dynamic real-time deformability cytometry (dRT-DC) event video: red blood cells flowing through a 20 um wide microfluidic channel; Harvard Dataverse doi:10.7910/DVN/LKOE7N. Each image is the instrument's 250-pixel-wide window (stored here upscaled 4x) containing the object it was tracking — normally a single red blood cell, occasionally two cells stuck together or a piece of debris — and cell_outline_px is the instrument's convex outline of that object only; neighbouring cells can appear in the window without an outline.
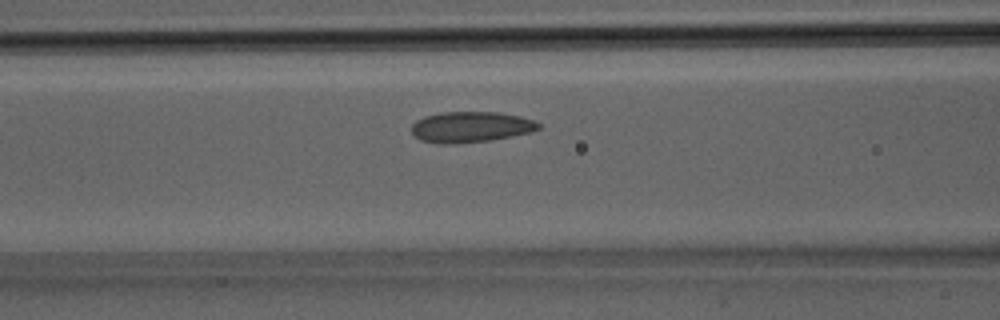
{"species": "Egyptian fruit bat (a non-hibernating species)", "species_latin": "Rousettus aegyptiacus", "temperature_condition": "room temperature", "stored_images_in_passage": 28, "camera_frame_rate_fps": 3000, "um_per_image_px": 0.085, "animal": {"sex": "male"}, "frame": {"image": 1, "passage_image": 9, "time_ms": 2.667, "image_size_px": [1000, 320], "cell_outline_px": [[540, 128], [532, 132], [492, 140], [456, 144], [440, 144], [420, 140], [412, 132], [412, 124], [416, 120], [424, 116], [440, 112], [496, 112], [520, 116], [532, 120], [540, 124]], "centroid_in_image_um": [40.0, 10.8], "position_along_channel_um": 126.6, "area_um2": 22.89}}
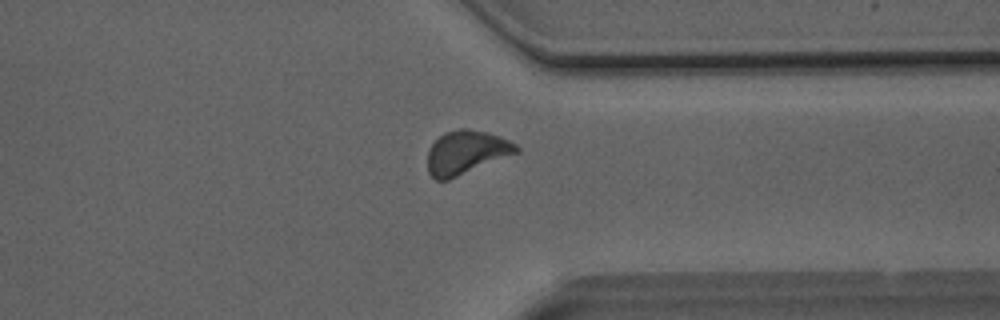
{"frame": {"image": 2, "passage_image": 21, "time_ms": 6.667, "image_size_px": [1000, 320], "cell_outline_px": [[520, 152], [448, 180], [436, 180], [428, 172], [428, 152], [432, 144], [444, 132], [460, 128], [464, 128], [488, 132], [508, 140], [516, 144], [520, 148]], "centroid_in_image_um": [39.64, 12.95], "position_along_channel_um": 371.8, "area_um2": 22.54}}
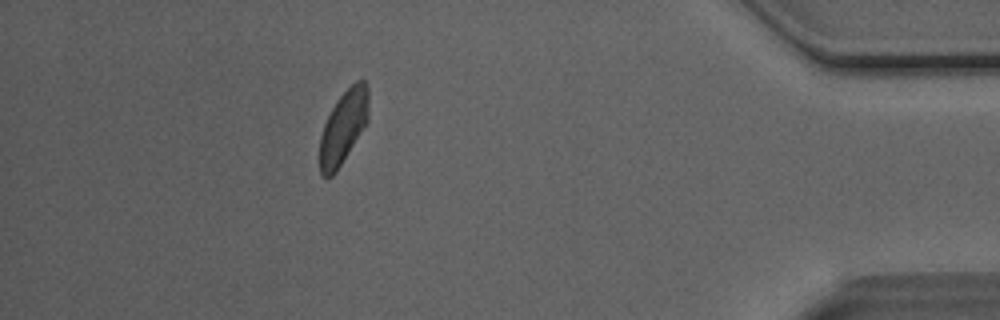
{"frame": {"image": 3, "passage_image": 25, "time_ms": 8.0, "image_size_px": [1000, 320], "cell_outline_px": [[368, 120], [336, 172], [332, 176], [320, 176], [320, 136], [324, 124], [336, 100], [356, 80], [364, 80], [368, 88]], "centroid_in_image_um": [29.18, 10.79], "position_along_channel_um": 406.0, "area_um2": 20.52}}